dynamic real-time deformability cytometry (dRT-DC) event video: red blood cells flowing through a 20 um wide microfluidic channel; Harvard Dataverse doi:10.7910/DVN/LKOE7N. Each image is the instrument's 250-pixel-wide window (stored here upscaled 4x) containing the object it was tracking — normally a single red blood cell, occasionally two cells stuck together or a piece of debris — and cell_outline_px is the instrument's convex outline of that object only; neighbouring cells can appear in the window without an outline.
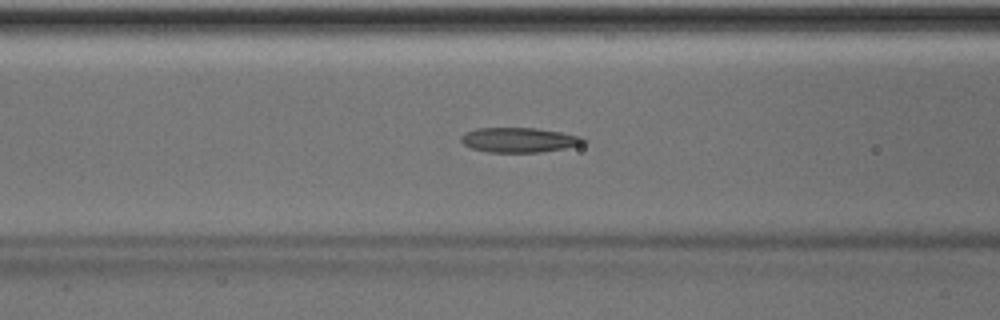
{"species": "Egyptian fruit bat (a non-hibernating species)", "species_latin": "Rousettus aegyptiacus", "temperature_condition": "room temperature", "stored_images_in_passage": 50, "camera_frame_rate_fps": 3000, "um_per_image_px": 0.085, "animal": {"sex": "male"}, "frame": {"image": 1, "passage_image": 20, "time_ms": 6.333, "image_size_px": [1000, 320], "cell_outline_px": [[588, 140], [584, 144], [564, 148], [540, 152], [488, 152], [472, 148], [464, 144], [460, 140], [460, 136], [464, 132], [476, 128], [536, 128], [560, 132], [580, 136]], "centroid_in_image_um": [44.11, 11.89], "position_along_channel_um": 122.5, "area_um2": 17.69}}
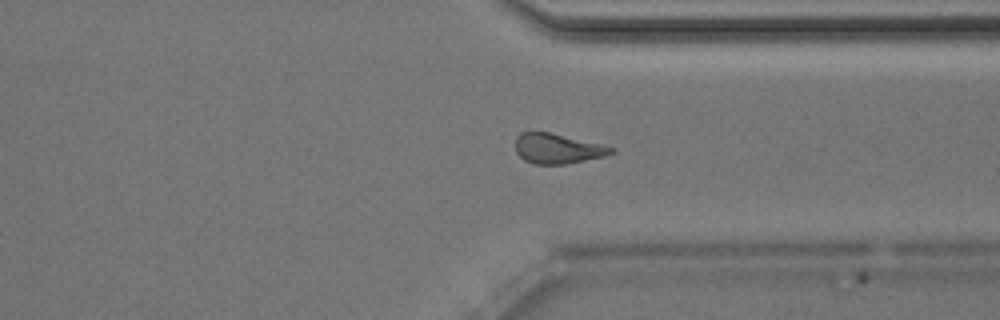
{"frame": {"image": 2, "passage_image": 38, "time_ms": 12.333, "image_size_px": [1000, 320], "cell_outline_px": [[616, 152], [604, 156], [568, 164], [532, 164], [524, 160], [516, 152], [516, 136], [520, 132], [548, 132], [600, 144], [616, 148]], "centroid_in_image_um": [47.38, 12.64], "position_along_channel_um": 364.0, "area_um2": 16.7}}
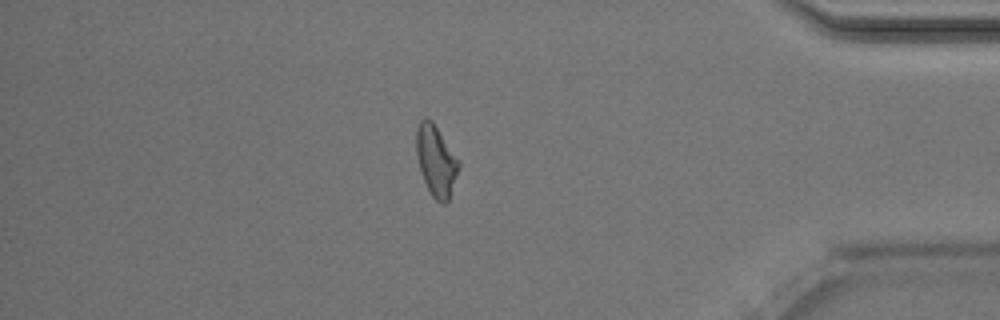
{"frame": {"image": 3, "passage_image": 43, "time_ms": 14.0, "image_size_px": [1000, 320], "cell_outline_px": [[460, 168], [448, 200], [444, 204], [440, 204], [432, 196], [420, 172], [416, 156], [416, 128], [420, 120], [424, 116], [432, 120], [460, 160]], "centroid_in_image_um": [37.06, 13.63], "position_along_channel_um": 398.1, "area_um2": 17.8}, "authors_computed_cell_mechanics": {"area_um2": 17.5423, "velocity_mm_per_s": 4.0237, "shape_relaxation_time_tau1_ms": null, "shape_relaxation_time_tau2_ms": 4.9587, "deformation_change_tau1": null, "deformation_change_tau2": 0.1527}}